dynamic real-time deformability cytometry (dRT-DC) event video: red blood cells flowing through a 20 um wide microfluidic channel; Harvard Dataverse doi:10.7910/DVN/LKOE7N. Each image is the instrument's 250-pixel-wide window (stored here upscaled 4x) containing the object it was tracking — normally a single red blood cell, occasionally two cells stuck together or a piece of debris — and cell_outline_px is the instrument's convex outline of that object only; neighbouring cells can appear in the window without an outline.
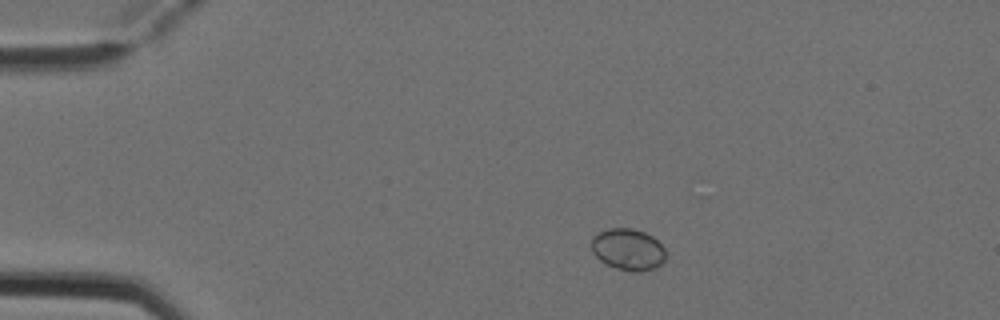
{"species": "Egyptian fruit bat (a non-hibernating species)", "species_latin": "Rousettus aegyptiacus", "temperature_condition": "cold", "stored_images_in_passage": 4, "camera_frame_rate_fps": 3000, "um_per_image_px": 0.085, "animal": {"sex": "female"}, "frame": {"image": 1, "passage_image": 2, "time_ms": 0.333, "image_size_px": [1000, 320], "cell_outline_px": [[664, 260], [656, 268], [640, 272], [632, 272], [616, 268], [600, 260], [592, 252], [592, 236], [608, 228], [632, 228], [644, 232], [652, 236], [664, 248]], "centroid_in_image_um": [53.37, 21.2], "position_along_channel_um": 31.6, "area_um2": 17.92}}
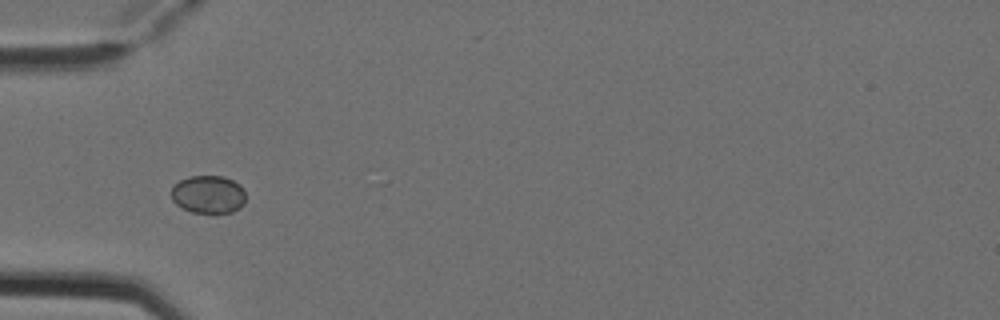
{"frame": {"image": 2, "passage_image": 4, "time_ms": 1.0, "image_size_px": [1000, 320], "cell_outline_px": [[244, 204], [240, 208], [232, 212], [212, 216], [192, 212], [176, 204], [172, 200], [172, 184], [188, 176], [224, 176], [240, 184], [244, 188]], "centroid_in_image_um": [17.72, 16.56], "position_along_channel_um": 67.3, "area_um2": 17.05}}